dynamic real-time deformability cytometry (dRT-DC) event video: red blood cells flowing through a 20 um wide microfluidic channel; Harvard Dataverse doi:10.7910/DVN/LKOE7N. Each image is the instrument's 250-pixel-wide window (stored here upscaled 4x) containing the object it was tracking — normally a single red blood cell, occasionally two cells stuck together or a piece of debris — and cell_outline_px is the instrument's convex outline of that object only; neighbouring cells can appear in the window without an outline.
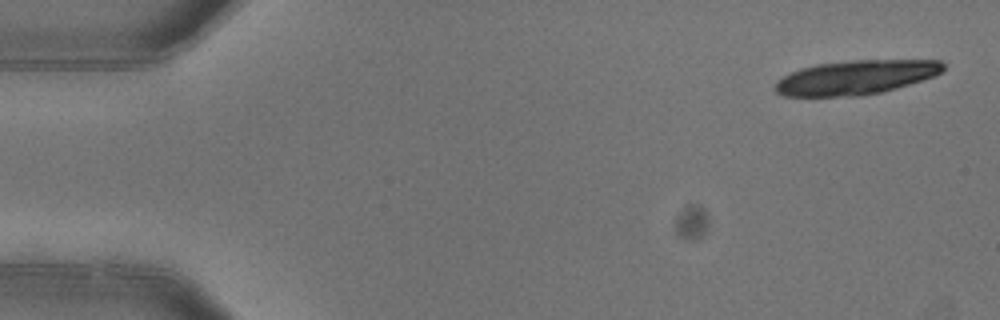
{"species": "common noctule bat (a hibernating species)", "species_latin": "Nyctalus noctula", "temperature_condition": "warm", "stored_images_in_passage": 6, "camera_frame_rate_fps": 3000, "um_per_image_px": 0.085, "animal": {"sex": "female"}, "frame": {"image": 1, "passage_image": 1, "time_ms": 0.0, "image_size_px": [1000, 320], "cell_outline_px": [[944, 68], [936, 76], [884, 92], [860, 96], [784, 96], [776, 92], [772, 88], [776, 80], [800, 68], [816, 64], [856, 60], [940, 60], [944, 64]], "centroid_in_image_um": [72.73, 6.58], "position_along_channel_um": 12.3, "area_um2": 33.76}}